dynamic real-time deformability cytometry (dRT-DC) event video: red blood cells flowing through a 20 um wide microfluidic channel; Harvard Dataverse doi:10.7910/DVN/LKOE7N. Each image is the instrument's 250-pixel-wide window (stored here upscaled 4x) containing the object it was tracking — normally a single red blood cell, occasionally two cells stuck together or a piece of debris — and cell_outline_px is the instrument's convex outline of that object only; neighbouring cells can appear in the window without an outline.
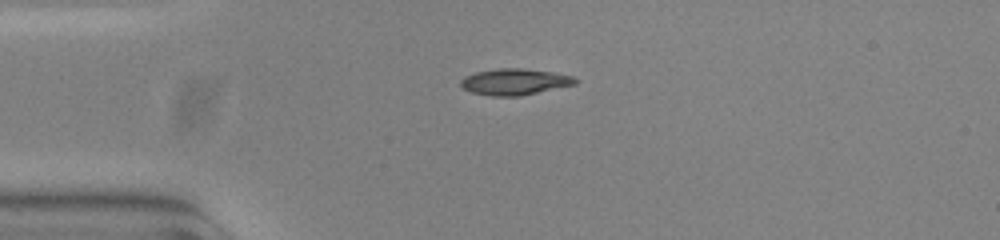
{"species": "common noctule bat (a hibernating species)", "species_latin": "Nyctalus noctula", "temperature_condition": "warm", "stored_images_in_passage": 42, "camera_frame_rate_fps": 3000, "um_per_image_px": 0.085, "animal": {"sex": "female", "body_mass_g": 23.0, "forearm_length_mm": 53.4}, "frame": {"image": 1, "passage_image": 1, "time_ms": 0.0, "image_size_px": [1000, 240], "cell_outline_px": [[580, 80], [576, 84], [520, 96], [492, 96], [472, 92], [460, 88], [460, 80], [464, 76], [476, 72], [500, 68], [520, 68], [552, 72], [572, 76]], "centroid_in_image_um": [43.73, 6.95], "position_along_channel_um": 41.3, "area_um2": 17.57}}
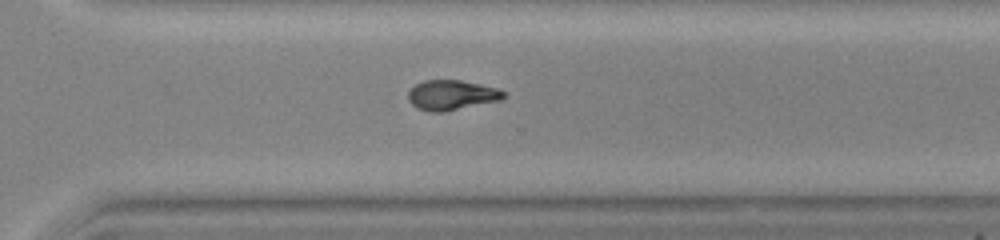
{"frame": {"image": 2, "passage_image": 26, "time_ms": 8.333, "image_size_px": [1000, 240], "cell_outline_px": [[508, 92], [500, 100], [444, 112], [428, 112], [416, 108], [408, 100], [408, 92], [416, 84], [424, 80], [460, 80], [500, 88]], "centroid_in_image_um": [38.4, 8.08], "position_along_channel_um": 332.2, "area_um2": 16.82}}
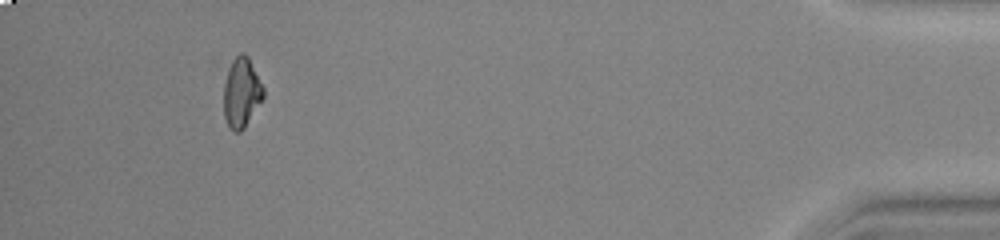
{"frame": {"image": 3, "passage_image": 38, "time_ms": 12.333, "image_size_px": [1000, 240], "cell_outline_px": [[264, 96], [244, 128], [240, 132], [232, 132], [228, 128], [224, 116], [224, 84], [228, 68], [232, 60], [240, 52], [244, 52], [248, 56], [264, 88]], "centroid_in_image_um": [20.51, 7.88], "position_along_channel_um": 414.7, "area_um2": 16.18}, "authors_computed_cell_mechanics": {"area_um2": 16.3285, "velocity_mm_per_s": 3.7979, "shape_relaxation_time_tau1_ms": null, "shape_relaxation_time_tau2_ms": 4.0244, "deformation_change_tau1": null, "deformation_change_tau2": 0.0818}}